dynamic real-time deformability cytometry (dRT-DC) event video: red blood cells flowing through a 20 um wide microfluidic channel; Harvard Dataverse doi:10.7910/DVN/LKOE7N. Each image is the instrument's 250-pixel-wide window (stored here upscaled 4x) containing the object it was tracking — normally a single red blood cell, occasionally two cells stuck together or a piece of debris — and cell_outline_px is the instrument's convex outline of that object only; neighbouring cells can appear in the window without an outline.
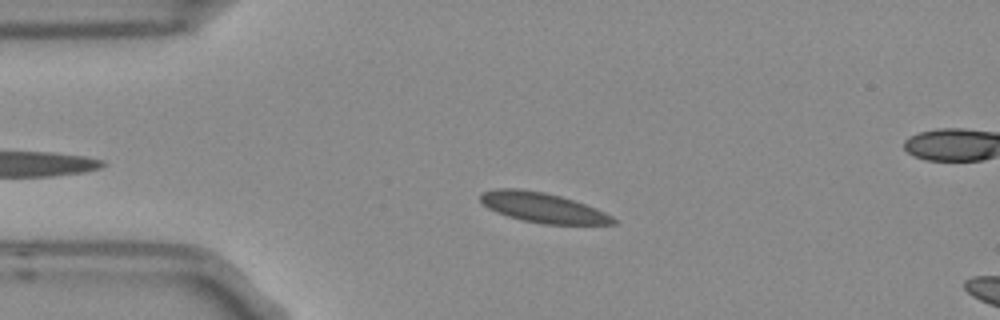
{"species": "Egyptian fruit bat (a non-hibernating species)", "species_latin": "Rousettus aegyptiacus", "temperature_condition": "room temperature", "stored_images_in_passage": 4, "segment_of_instrument_passage": [1, 2], "camera_frame_rate_fps": 3000, "um_per_image_px": 0.085, "frame": {"image": 1, "passage_image": 2, "time_ms": 0.333, "image_size_px": [1000, 320], "cell_outline_px": [[616, 224], [544, 224], [520, 220], [496, 212], [488, 208], [480, 200], [480, 192], [496, 188], [520, 188], [544, 192], [560, 196], [584, 204], [604, 212], [612, 216], [616, 220]], "centroid_in_image_um": [46.08, 17.64], "position_along_channel_um": 38.9, "area_um2": 23.06}}